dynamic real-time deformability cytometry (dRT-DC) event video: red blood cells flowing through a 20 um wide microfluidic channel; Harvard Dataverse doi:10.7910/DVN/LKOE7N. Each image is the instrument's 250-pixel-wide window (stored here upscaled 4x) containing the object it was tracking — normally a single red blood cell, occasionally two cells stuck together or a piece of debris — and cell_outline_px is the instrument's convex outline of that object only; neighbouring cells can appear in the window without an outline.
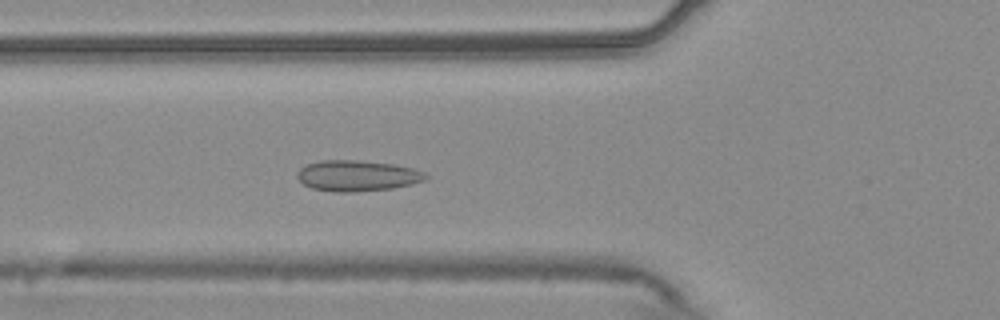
{"species": "common noctule bat (a hibernating species)", "species_latin": "Nyctalus noctula", "temperature_condition": "warm", "stored_images_in_passage": 55, "camera_frame_rate_fps": 3000, "um_per_image_px": 0.085, "animal": {"sex": "male", "body_mass_g": 20.4}, "frame": {"image": 1, "passage_image": 20, "time_ms": 6.333, "image_size_px": [1000, 320], "cell_outline_px": [[428, 176], [424, 180], [412, 184], [392, 188], [352, 192], [336, 192], [312, 188], [304, 184], [296, 176], [296, 172], [304, 164], [320, 160], [356, 160], [392, 164], [412, 168], [424, 172]], "centroid_in_image_um": [30.32, 14.93], "position_along_channel_um": 95.5, "area_um2": 23.06}}
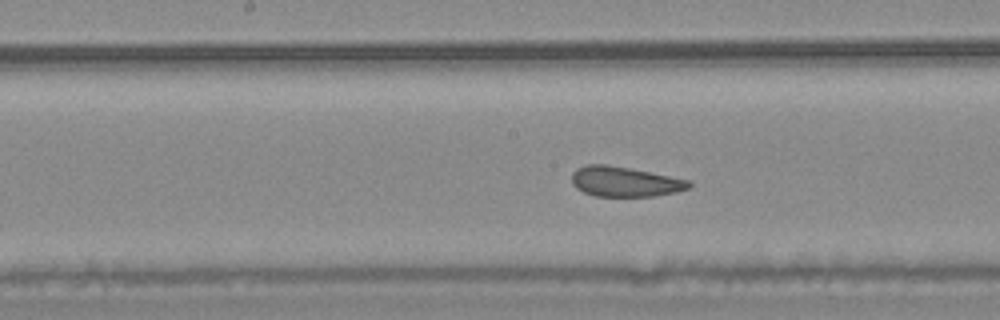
{"frame": {"image": 2, "passage_image": 28, "time_ms": 9.0, "image_size_px": [1000, 320], "cell_outline_px": [[692, 188], [676, 192], [652, 196], [596, 196], [584, 192], [576, 188], [572, 184], [572, 172], [576, 168], [584, 164], [604, 164], [628, 168], [692, 180]], "centroid_in_image_um": [53.12, 15.44], "position_along_channel_um": 195.1, "area_um2": 20.63}}
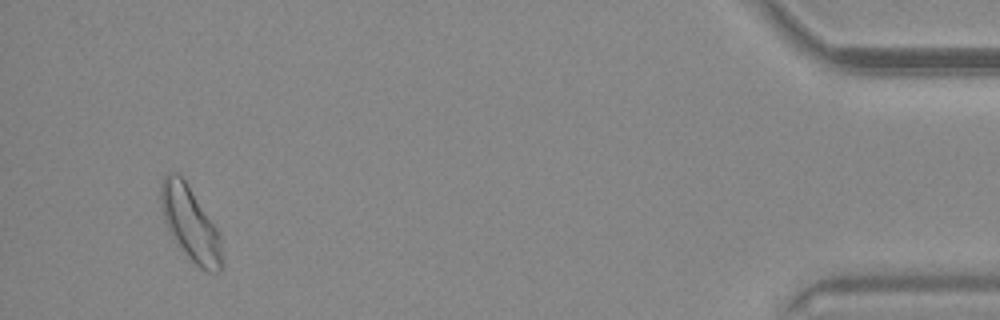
{"frame": {"image": 3, "passage_image": 52, "time_ms": 17.0, "image_size_px": [1000, 320], "cell_outline_px": [[224, 264], [216, 272], [208, 272], [200, 268], [188, 256], [176, 240], [168, 228], [164, 220], [160, 200], [160, 184], [164, 176], [168, 172], [176, 172], [184, 180], [216, 228], [220, 236]], "centroid_in_image_um": [16.18, 19.01], "position_along_channel_um": 419.0, "area_um2": 25.66}, "authors_computed_cell_mechanics": {"area_um2": 22.9466, "velocity_mm_per_s": 3.7297, "shape_relaxation_time_tau1_ms": null, "shape_relaxation_time_tau2_ms": 1.4624, "deformation_change_tau1": null, "deformation_change_tau2": 0.07}}